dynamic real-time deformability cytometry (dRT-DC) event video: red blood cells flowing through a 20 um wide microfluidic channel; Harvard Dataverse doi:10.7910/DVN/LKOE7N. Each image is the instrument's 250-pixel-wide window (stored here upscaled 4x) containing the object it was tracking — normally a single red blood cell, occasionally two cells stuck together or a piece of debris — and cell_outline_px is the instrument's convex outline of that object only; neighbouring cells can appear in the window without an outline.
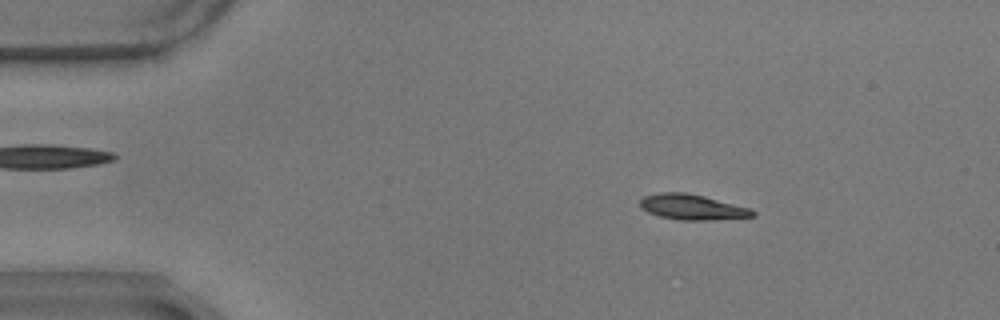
{"species": "common noctule bat (a hibernating species)", "species_latin": "Nyctalus noctula", "temperature_condition": "warm", "stored_images_in_passage": 51, "camera_frame_rate_fps": 3000, "um_per_image_px": 0.085, "animal": {"sex": "male", "body_mass_g": 17.9}, "frame": {"image": 1, "passage_image": 10, "time_ms": 3.0, "image_size_px": [1000, 320], "cell_outline_px": [[756, 216], [708, 220], [680, 220], [660, 216], [648, 212], [640, 208], [640, 200], [644, 196], [660, 192], [684, 192], [704, 196], [748, 208], [756, 212]], "centroid_in_image_um": [58.8, 17.6], "position_along_channel_um": 26.2, "area_um2": 16.47}}
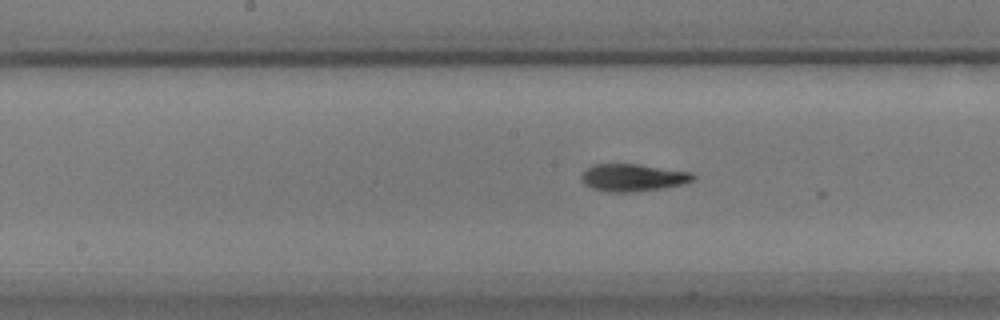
{"frame": {"image": 2, "passage_image": 30, "time_ms": 9.667, "image_size_px": [1000, 320], "cell_outline_px": [[696, 176], [692, 180], [680, 184], [660, 188], [628, 192], [608, 192], [584, 184], [580, 180], [580, 176], [592, 164], [636, 164], [692, 172]], "centroid_in_image_um": [53.76, 15.08], "position_along_channel_um": 194.4, "area_um2": 17.46}}
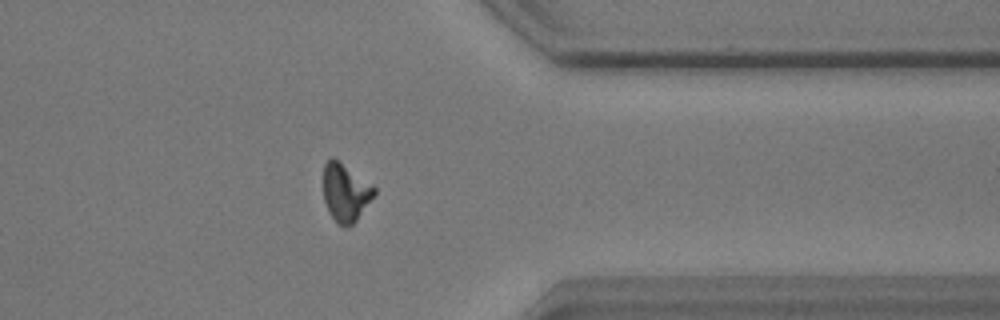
{"frame": {"image": 3, "passage_image": 47, "time_ms": 15.333, "image_size_px": [1000, 320], "cell_outline_px": [[376, 192], [356, 220], [352, 224], [344, 228], [336, 224], [328, 212], [324, 200], [324, 164], [332, 156], [372, 184], [376, 188]], "centroid_in_image_um": [29.35, 16.38], "position_along_channel_um": 382.1, "area_um2": 17.11}, "authors_computed_cell_mechanics": {"area_um2": 16.7042, "velocity_mm_per_s": 3.4892, "shape_relaxation_time_tau1_ms": 6.0857, "shape_relaxation_time_tau2_ms": 4.4923, "deformation_change_tau1": 0.1937, "deformation_change_tau2": 0.0986}}